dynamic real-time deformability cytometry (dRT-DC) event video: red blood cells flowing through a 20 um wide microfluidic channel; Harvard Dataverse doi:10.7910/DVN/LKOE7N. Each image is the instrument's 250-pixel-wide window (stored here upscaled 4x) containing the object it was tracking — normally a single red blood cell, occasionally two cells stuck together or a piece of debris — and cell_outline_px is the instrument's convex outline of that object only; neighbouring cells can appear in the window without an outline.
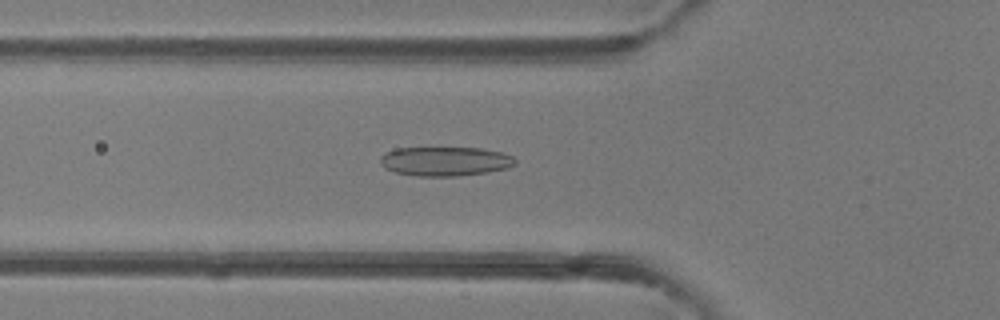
{"species": "common noctule bat (a hibernating species)", "species_latin": "Nyctalus noctula", "temperature_condition": "room temperature", "stored_images_in_passage": 47, "camera_frame_rate_fps": 3000, "um_per_image_px": 0.085, "animal": {"sex": "female"}, "frame": {"image": 1, "passage_image": 16, "time_ms": 5.0, "image_size_px": [1000, 320], "cell_outline_px": [[516, 164], [508, 168], [488, 172], [456, 176], [416, 176], [396, 172], [384, 168], [380, 164], [380, 156], [384, 152], [396, 148], [480, 148], [504, 152], [512, 156], [516, 160]], "centroid_in_image_um": [37.83, 13.71], "position_along_channel_um": 88.0, "area_um2": 23.18}}
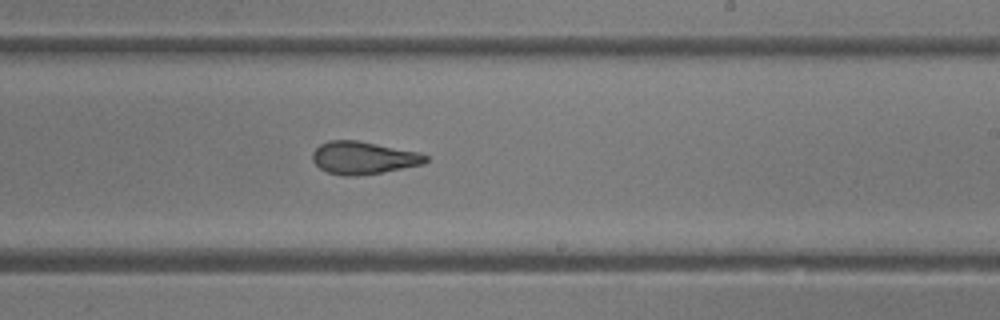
{"frame": {"image": 2, "passage_image": 28, "time_ms": 9.0, "image_size_px": [1000, 320], "cell_outline_px": [[428, 160], [424, 164], [380, 172], [356, 176], [344, 176], [328, 172], [320, 168], [312, 160], [312, 152], [320, 144], [332, 140], [356, 140], [420, 152], [428, 156]], "centroid_in_image_um": [30.89, 13.41], "position_along_channel_um": 258.1, "area_um2": 21.39}}
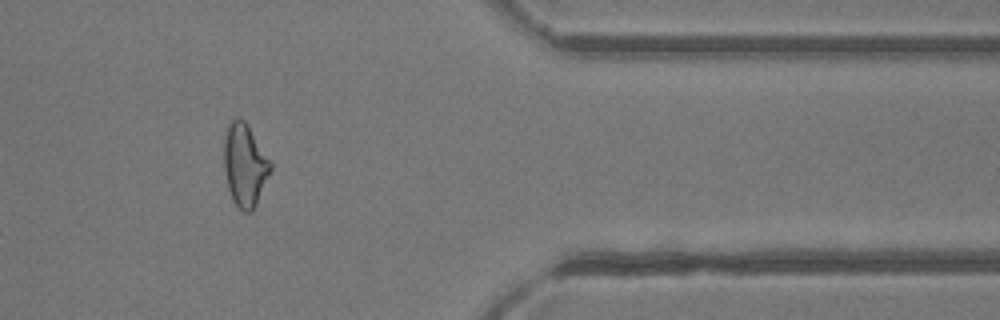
{"frame": {"image": 3, "passage_image": 39, "time_ms": 12.667, "image_size_px": [1000, 320], "cell_outline_px": [[272, 168], [256, 204], [252, 212], [244, 212], [232, 200], [228, 188], [224, 172], [224, 140], [228, 124], [232, 120], [244, 120], [248, 124], [272, 164]], "centroid_in_image_um": [20.8, 14.04], "position_along_channel_um": 390.6, "area_um2": 22.2}, "authors_computed_cell_mechanics": {"area_um2": 23.0622, "velocity_mm_per_s": 4.2396, "shape_relaxation_time_tau1_ms": null, "shape_relaxation_time_tau2_ms": 2.342, "deformation_change_tau1": null, "deformation_change_tau2": 0.111}}